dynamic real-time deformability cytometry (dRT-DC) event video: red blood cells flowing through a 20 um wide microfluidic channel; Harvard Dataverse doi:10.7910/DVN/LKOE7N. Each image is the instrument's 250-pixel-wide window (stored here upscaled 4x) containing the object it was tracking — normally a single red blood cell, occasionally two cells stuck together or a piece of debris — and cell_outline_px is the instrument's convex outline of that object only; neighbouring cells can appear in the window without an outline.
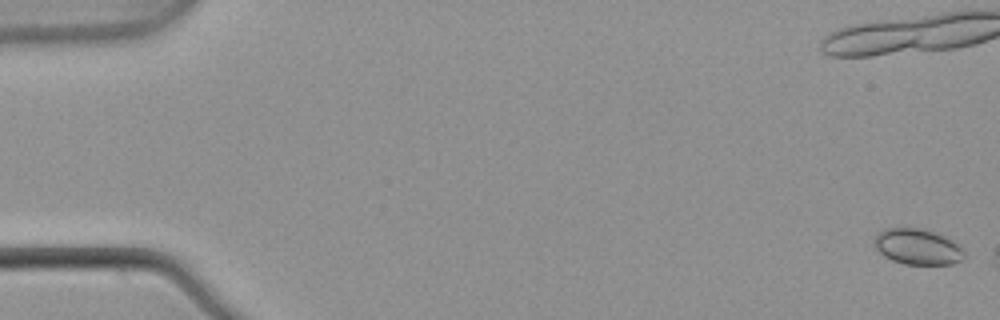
{"species": "common noctule bat (a hibernating species)", "species_latin": "Nyctalus noctula", "temperature_condition": "warm", "stored_images_in_passage": 11, "camera_frame_rate_fps": 3000, "um_per_image_px": 0.085, "animal": {"sex": "male", "body_mass_g": 21.5, "forearm_length_mm": 52.0}, "frame": {"image": 1, "passage_image": 1, "time_ms": 0.0, "image_size_px": [1000, 320], "cell_outline_px": [[964, 256], [960, 260], [952, 264], [904, 264], [892, 260], [884, 256], [876, 248], [876, 236], [884, 228], [920, 228], [944, 236], [952, 240], [964, 248]], "centroid_in_image_um": [78.02, 20.98], "position_along_channel_um": 7.0, "area_um2": 18.5}}